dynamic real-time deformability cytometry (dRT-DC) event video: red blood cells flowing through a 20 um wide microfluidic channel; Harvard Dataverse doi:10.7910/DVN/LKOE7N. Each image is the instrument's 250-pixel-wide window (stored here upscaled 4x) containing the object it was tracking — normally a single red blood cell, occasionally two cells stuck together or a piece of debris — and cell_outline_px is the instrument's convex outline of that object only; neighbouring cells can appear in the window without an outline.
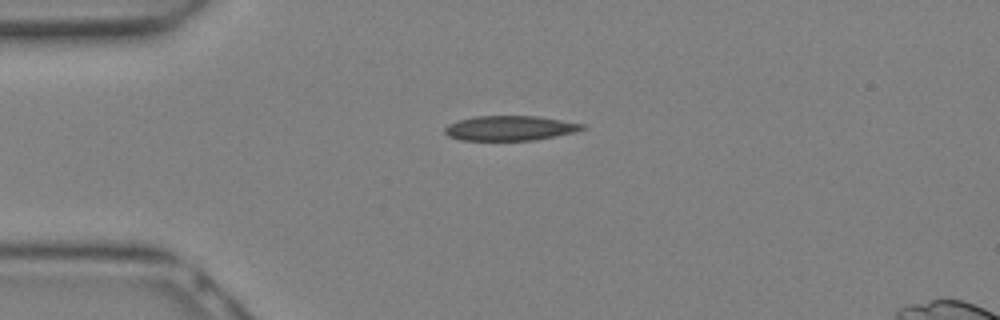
{"species": "Egyptian fruit bat (a non-hibernating species)", "species_latin": "Rousettus aegyptiacus", "temperature_condition": "warm", "stored_images_in_passage": 6, "camera_frame_rate_fps": 3000, "um_per_image_px": 0.085, "animal": {"sex": "female"}, "frame": {"image": 1, "passage_image": 1, "time_ms": 0.0, "image_size_px": [1000, 320], "cell_outline_px": [[588, 128], [576, 132], [536, 140], [460, 140], [448, 136], [444, 132], [444, 128], [448, 124], [460, 120], [476, 116], [536, 116], [588, 124]], "centroid_in_image_um": [43.41, 10.89], "position_along_channel_um": 41.6, "area_um2": 20.06}}
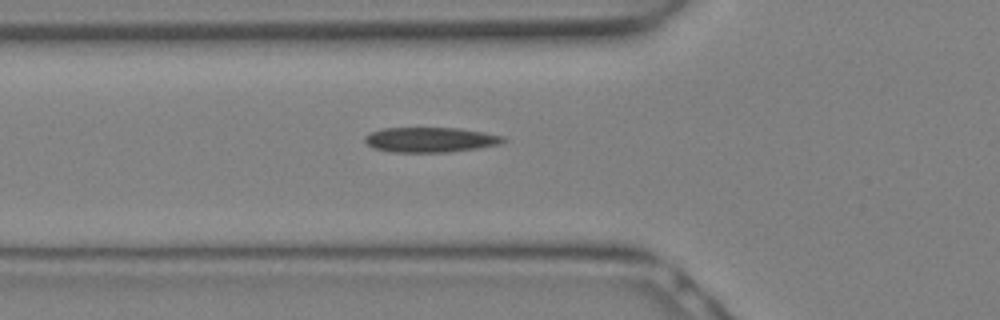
{"frame": {"image": 2, "passage_image": 4, "time_ms": 1.0, "image_size_px": [1000, 320], "cell_outline_px": [[508, 140], [500, 144], [476, 148], [448, 152], [388, 152], [372, 148], [364, 140], [364, 136], [372, 132], [384, 128], [460, 128], [484, 132], [504, 136]], "centroid_in_image_um": [36.58, 11.88], "position_along_channel_um": 89.2, "area_um2": 20.23}}
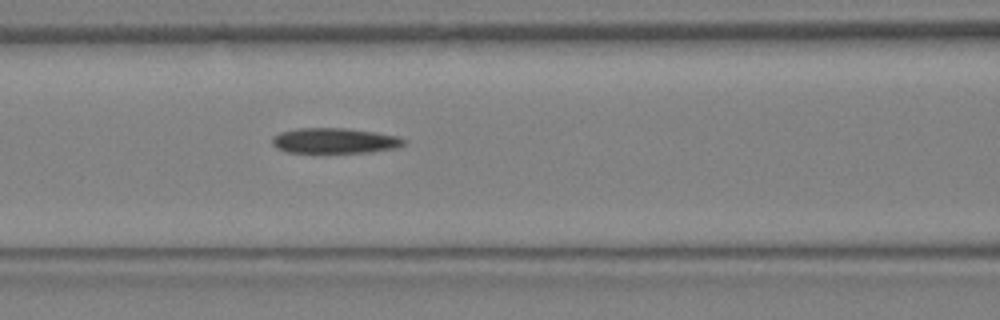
{"frame": {"image": 3, "passage_image": 6, "time_ms": 1.667, "image_size_px": [1000, 320], "cell_outline_px": [[408, 140], [404, 144], [396, 148], [368, 152], [288, 152], [276, 148], [272, 144], [272, 136], [280, 132], [296, 128], [348, 128], [376, 132], [396, 136]], "centroid_in_image_um": [28.43, 11.95], "position_along_channel_um": 138.2, "area_um2": 19.48}}